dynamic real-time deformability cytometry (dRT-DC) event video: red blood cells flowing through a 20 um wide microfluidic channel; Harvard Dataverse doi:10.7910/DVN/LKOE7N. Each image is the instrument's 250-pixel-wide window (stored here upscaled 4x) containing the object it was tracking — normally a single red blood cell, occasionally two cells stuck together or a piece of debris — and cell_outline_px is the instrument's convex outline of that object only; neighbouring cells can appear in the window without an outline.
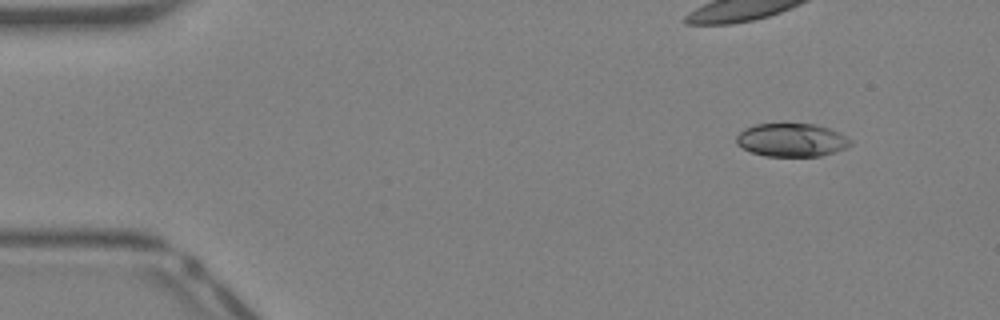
{"species": "Egyptian fruit bat (a non-hibernating species)", "species_latin": "Rousettus aegyptiacus", "temperature_condition": "warm", "stored_images_in_passage": 36, "camera_frame_rate_fps": 3000, "um_per_image_px": 0.085, "animal": {"sex": "female"}, "frame": {"image": 1, "passage_image": 1, "time_ms": 0.0, "image_size_px": [1000, 320], "cell_outline_px": [[852, 144], [844, 148], [820, 156], [764, 156], [752, 152], [736, 144], [736, 136], [744, 128], [756, 124], [816, 124], [840, 132], [852, 140]], "centroid_in_image_um": [67.28, 11.89], "position_along_channel_um": 17.7, "area_um2": 22.08}}